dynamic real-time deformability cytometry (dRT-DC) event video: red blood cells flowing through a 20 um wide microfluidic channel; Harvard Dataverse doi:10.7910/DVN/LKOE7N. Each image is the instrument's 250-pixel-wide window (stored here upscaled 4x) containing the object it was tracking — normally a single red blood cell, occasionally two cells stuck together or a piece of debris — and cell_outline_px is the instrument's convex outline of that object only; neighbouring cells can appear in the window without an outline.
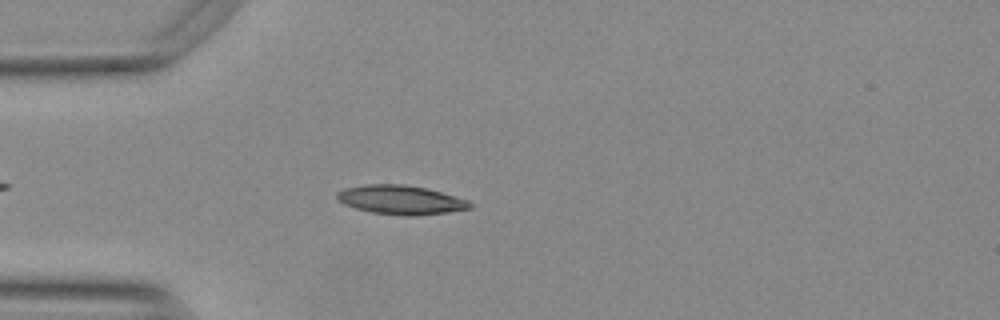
{"species": "Egyptian fruit bat (a non-hibernating species)", "species_latin": "Rousettus aegyptiacus", "temperature_condition": "warm", "stored_images_in_passage": 38, "camera_frame_rate_fps": 3000, "um_per_image_px": 0.085, "animal": {"sex": "female"}, "frame": {"image": 1, "passage_image": 2, "time_ms": 0.333, "image_size_px": [1000, 320], "cell_outline_px": [[472, 208], [448, 212], [416, 216], [404, 216], [372, 212], [356, 208], [344, 204], [336, 196], [336, 192], [344, 188], [364, 184], [404, 184], [428, 188], [468, 200], [472, 204]], "centroid_in_image_um": [34.07, 16.98], "position_along_channel_um": 50.9, "area_um2": 22.6}}
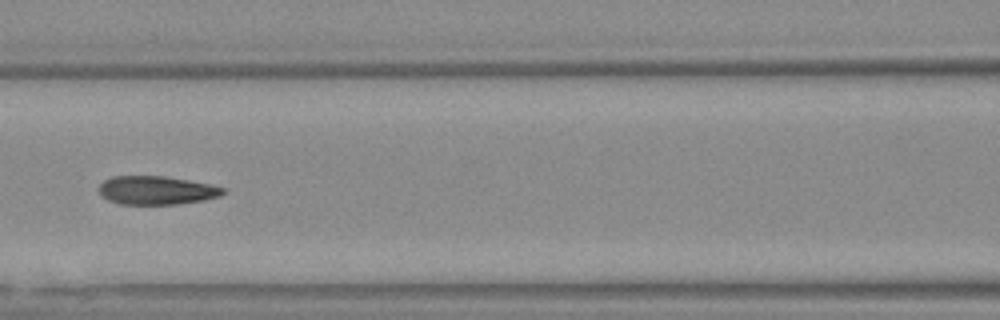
{"frame": {"image": 2, "passage_image": 11, "time_ms": 3.333, "image_size_px": [1000, 320], "cell_outline_px": [[224, 192], [220, 196], [204, 200], [180, 204], [120, 204], [108, 200], [100, 196], [96, 188], [104, 180], [112, 176], [164, 176], [188, 180], [208, 184], [224, 188]], "centroid_in_image_um": [13.23, 16.18], "position_along_channel_um": 153.4, "area_um2": 20.75}}
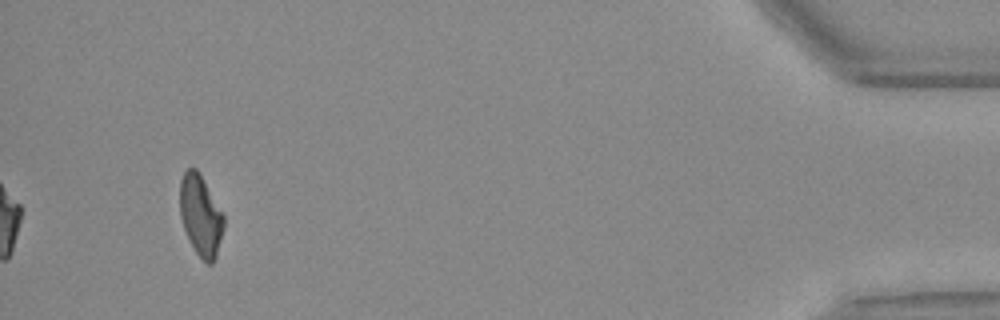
{"frame": {"image": 3, "passage_image": 38, "time_ms": 12.333, "image_size_px": [1000, 320], "cell_outline_px": [[224, 228], [216, 256], [212, 264], [208, 264], [196, 252], [184, 228], [180, 216], [180, 180], [184, 172], [188, 168], [196, 168], [200, 172], [224, 216]], "centroid_in_image_um": [17.06, 18.28], "position_along_channel_um": 418.1, "area_um2": 20.46}, "authors_computed_cell_mechanics": {"area_um2": 21.2993, "velocity_mm_per_s": 3.7713, "shape_relaxation_time_tau1_ms": 6.7738, "shape_relaxation_time_tau2_ms": 2.0659, "deformation_change_tau1": 0.2126, "deformation_change_tau2": 0.0869}}